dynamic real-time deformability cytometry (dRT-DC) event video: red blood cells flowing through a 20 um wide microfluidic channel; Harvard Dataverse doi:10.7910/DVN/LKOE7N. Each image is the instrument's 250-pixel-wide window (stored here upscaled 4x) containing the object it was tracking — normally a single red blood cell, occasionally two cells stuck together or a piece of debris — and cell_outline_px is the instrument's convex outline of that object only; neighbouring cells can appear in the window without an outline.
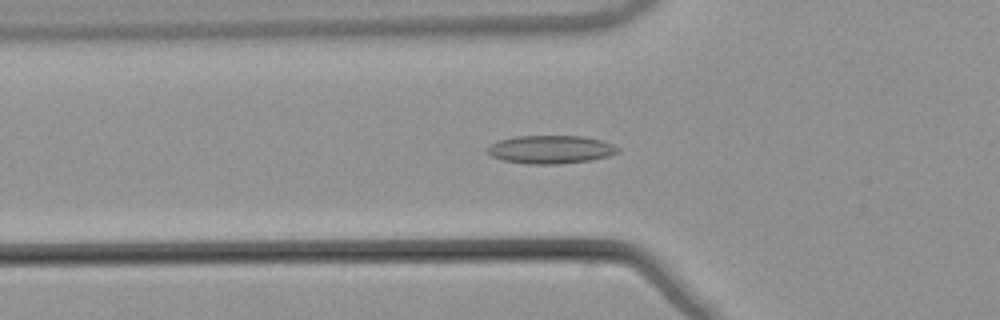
{"species": "common noctule bat (a hibernating species)", "species_latin": "Nyctalus noctula", "temperature_condition": "warm", "stored_images_in_passage": 55, "camera_frame_rate_fps": 3000, "um_per_image_px": 0.085, "animal": {"sex": "male", "body_mass_g": 21.5, "forearm_length_mm": 52.0}, "frame": {"image": 1, "passage_image": 19, "time_ms": 6.0, "image_size_px": [1000, 320], "cell_outline_px": [[620, 152], [608, 156], [592, 160], [560, 164], [528, 164], [504, 160], [492, 156], [488, 152], [488, 148], [492, 144], [500, 140], [516, 136], [584, 136], [604, 140], [620, 148]], "centroid_in_image_um": [46.88, 12.7], "position_along_channel_um": 78.9, "area_um2": 21.44}}
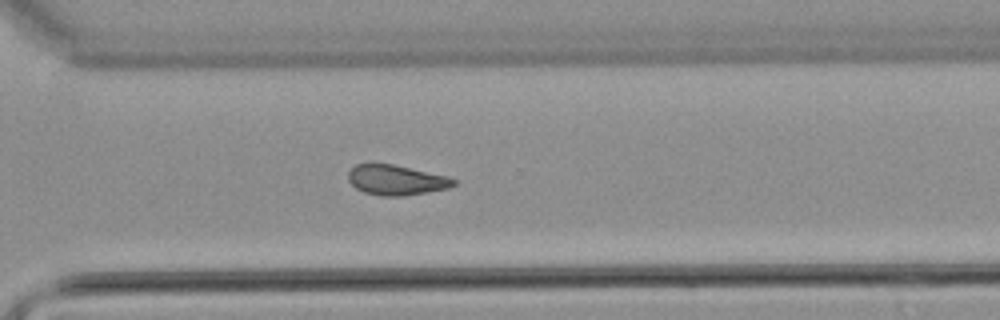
{"frame": {"image": 2, "passage_image": 39, "time_ms": 12.667, "image_size_px": [1000, 320], "cell_outline_px": [[456, 184], [448, 188], [404, 196], [380, 196], [364, 192], [356, 188], [348, 180], [348, 172], [356, 164], [392, 164], [448, 176], [456, 180]], "centroid_in_image_um": [33.68, 15.31], "position_along_channel_um": 336.9, "area_um2": 18.38}}
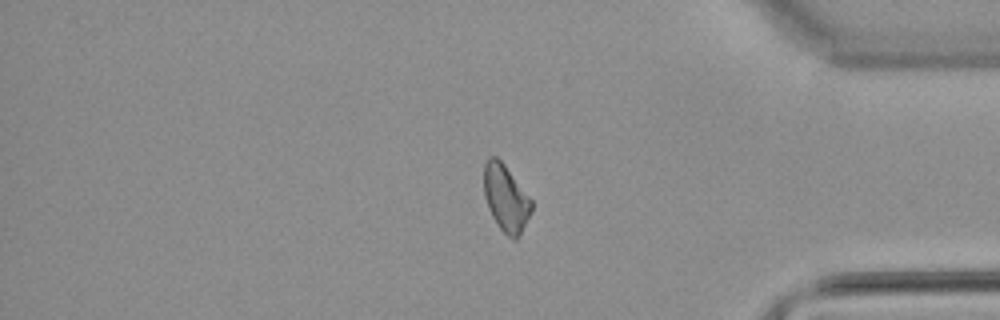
{"frame": {"image": 3, "passage_image": 45, "time_ms": 14.667, "image_size_px": [1000, 320], "cell_outline_px": [[532, 212], [516, 240], [512, 240], [496, 224], [488, 208], [484, 196], [484, 164], [488, 156], [496, 156], [504, 164], [532, 200]], "centroid_in_image_um": [42.99, 16.84], "position_along_channel_um": 392.2, "area_um2": 18.5}, "authors_computed_cell_mechanics": {"area_um2": 19.1896, "velocity_mm_per_s": 3.8682, "shape_relaxation_time_tau1_ms": null, "shape_relaxation_time_tau2_ms": 10.8743, "deformation_change_tau1": null, "deformation_change_tau2": 0.2177}}